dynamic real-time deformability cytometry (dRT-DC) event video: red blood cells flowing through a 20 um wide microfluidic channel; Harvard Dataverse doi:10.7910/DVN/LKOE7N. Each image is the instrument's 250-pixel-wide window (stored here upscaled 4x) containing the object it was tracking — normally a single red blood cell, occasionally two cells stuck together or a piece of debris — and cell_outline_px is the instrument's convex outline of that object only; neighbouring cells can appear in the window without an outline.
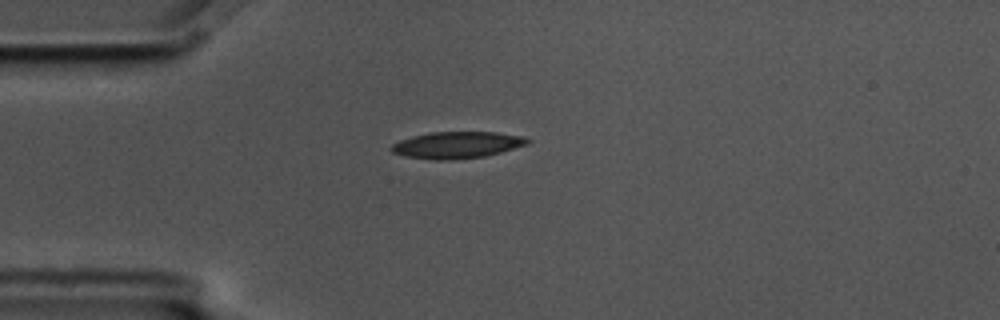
{"species": "common noctule bat (a hibernating species)", "species_latin": "Nyctalus noctula", "temperature_condition": "cold", "stored_images_in_passage": 1, "camera_frame_rate_fps": 3000, "um_per_image_px": 0.085, "animal": {"sex": "male", "body_mass_g": 17.5, "forearm_length_mm": 52.3}, "frame": {"image": 1, "passage_image": 1, "time_ms": 0.0, "image_size_px": [1000, 320], "cell_outline_px": [[532, 140], [528, 144], [500, 152], [484, 156], [436, 160], [408, 156], [392, 152], [388, 148], [392, 144], [400, 140], [412, 136], [432, 132], [496, 132], [524, 136]], "centroid_in_image_um": [38.86, 12.3], "position_along_channel_um": 46.1, "area_um2": 20.87}}